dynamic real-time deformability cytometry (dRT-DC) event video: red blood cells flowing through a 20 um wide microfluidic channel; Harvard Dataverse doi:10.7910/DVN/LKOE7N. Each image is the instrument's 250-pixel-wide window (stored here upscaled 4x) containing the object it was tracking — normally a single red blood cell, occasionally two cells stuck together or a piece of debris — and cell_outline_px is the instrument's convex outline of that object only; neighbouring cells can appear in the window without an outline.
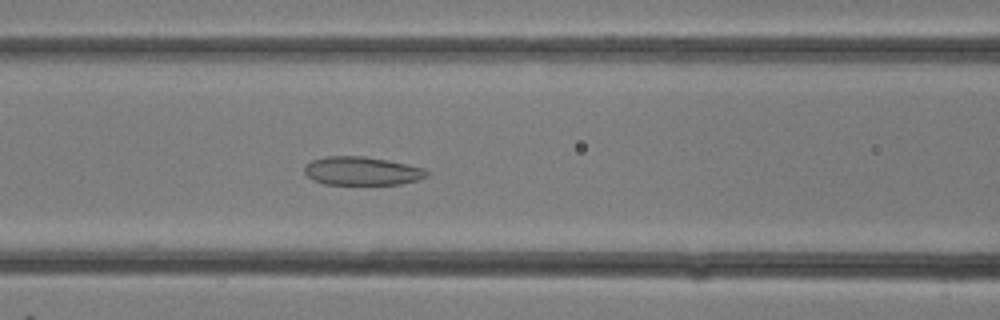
{"species": "common noctule bat (a hibernating species)", "species_latin": "Nyctalus noctula", "temperature_condition": "room temperature", "stored_images_in_passage": 9, "camera_frame_rate_fps": 3000, "um_per_image_px": 0.085, "animal": {"sex": "female"}, "frame": {"image": 1, "passage_image": 7, "time_ms": 2.0, "image_size_px": [1000, 320], "cell_outline_px": [[432, 172], [428, 176], [416, 180], [400, 184], [324, 184], [312, 180], [304, 172], [304, 168], [312, 160], [324, 156], [364, 156], [388, 160], [424, 168]], "centroid_in_image_um": [30.78, 14.53], "position_along_channel_um": 135.8, "area_um2": 20.35}}
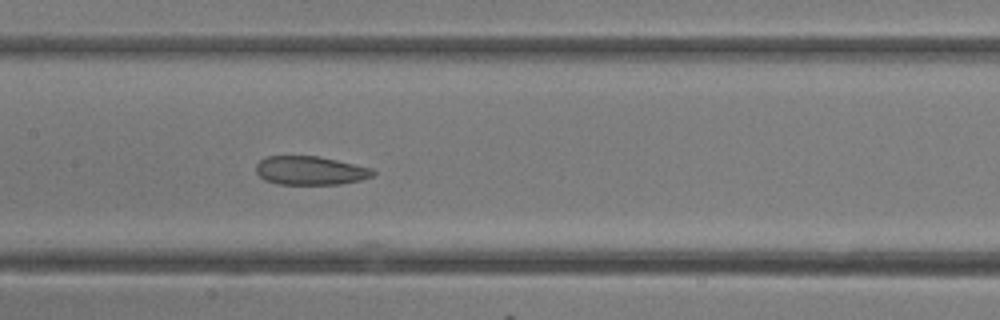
{"frame": {"image": 2, "passage_image": 9, "time_ms": 2.667, "image_size_px": [1000, 320], "cell_outline_px": [[376, 172], [372, 176], [360, 180], [340, 184], [280, 184], [264, 180], [256, 172], [256, 164], [260, 160], [268, 156], [320, 156], [372, 168]], "centroid_in_image_um": [26.38, 14.49], "position_along_channel_um": 181.0, "area_um2": 19.54}}